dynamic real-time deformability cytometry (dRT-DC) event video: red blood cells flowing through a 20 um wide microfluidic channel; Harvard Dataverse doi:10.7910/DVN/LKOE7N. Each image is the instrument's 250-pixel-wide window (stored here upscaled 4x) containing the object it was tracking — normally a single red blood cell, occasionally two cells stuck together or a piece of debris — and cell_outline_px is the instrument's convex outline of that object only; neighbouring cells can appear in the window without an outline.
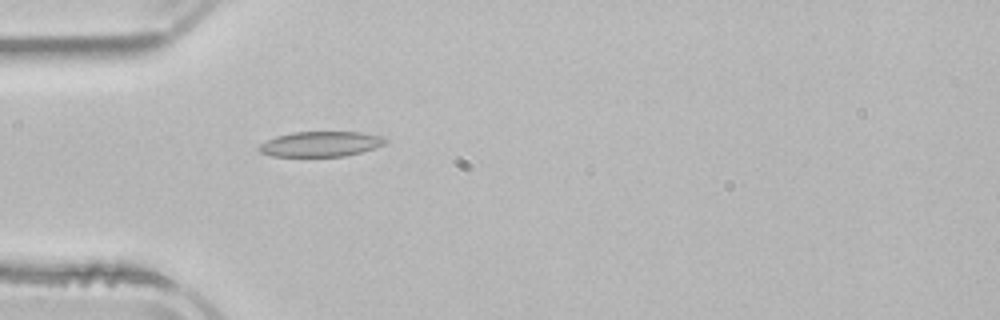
{"species": "common noctule bat (a hibernating species)", "species_latin": "Nyctalus noctula", "temperature_condition": "room temperature", "stored_images_in_passage": 4, "camera_frame_rate_fps": 3000, "um_per_image_px": 0.085, "animal": {"sex": "male", "body_mass_g": 21.5, "forearm_length_mm": 52.0}, "frame": {"image": 1, "passage_image": 4, "time_ms": 4.333, "image_size_px": [1000, 320], "cell_outline_px": [[388, 140], [384, 144], [360, 152], [344, 156], [272, 156], [260, 152], [256, 148], [260, 144], [276, 136], [292, 132], [360, 132], [384, 136]], "centroid_in_image_um": [27.24, 12.23], "position_along_channel_um": 57.8, "area_um2": 18.44}}